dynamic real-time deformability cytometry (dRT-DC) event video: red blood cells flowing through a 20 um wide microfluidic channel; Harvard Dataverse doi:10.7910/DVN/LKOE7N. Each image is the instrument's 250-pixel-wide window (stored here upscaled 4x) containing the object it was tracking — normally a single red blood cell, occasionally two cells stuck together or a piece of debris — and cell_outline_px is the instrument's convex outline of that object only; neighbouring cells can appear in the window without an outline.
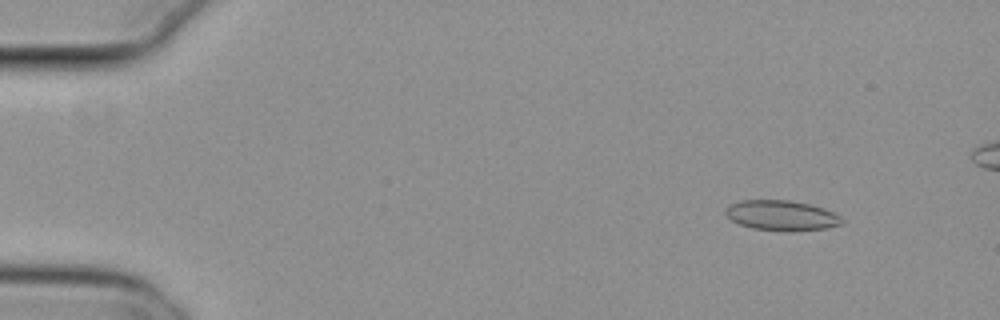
{"species": "common noctule bat (a hibernating species)", "species_latin": "Nyctalus noctula", "temperature_condition": "cold", "stored_images_in_passage": 53, "camera_frame_rate_fps": 3000, "um_per_image_px": 0.085, "animal": {"sex": "female", "body_mass_g": 29.2, "forearm_length_mm": 56.3}, "frame": {"image": 1, "passage_image": 7, "time_ms": 2.0, "image_size_px": [1000, 320], "cell_outline_px": [[844, 220], [840, 224], [824, 228], [752, 228], [740, 224], [732, 220], [724, 212], [728, 204], [740, 200], [788, 200], [808, 204], [824, 208], [840, 216]], "centroid_in_image_um": [66.37, 18.25], "position_along_channel_um": 18.6, "area_um2": 19.36}}
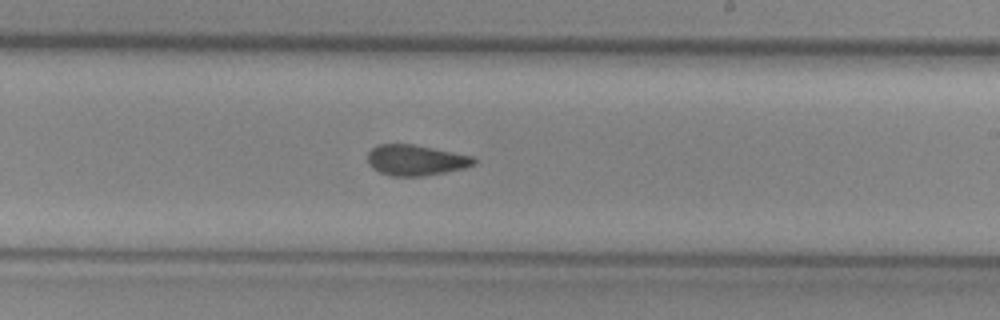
{"frame": {"image": 2, "passage_image": 34, "time_ms": 11.0, "image_size_px": [1000, 320], "cell_outline_px": [[476, 164], [464, 168], [444, 172], [420, 176], [392, 176], [380, 172], [372, 168], [368, 164], [368, 152], [376, 144], [412, 144], [472, 156], [476, 160]], "centroid_in_image_um": [35.31, 13.61], "position_along_channel_um": 253.7, "area_um2": 18.84}}
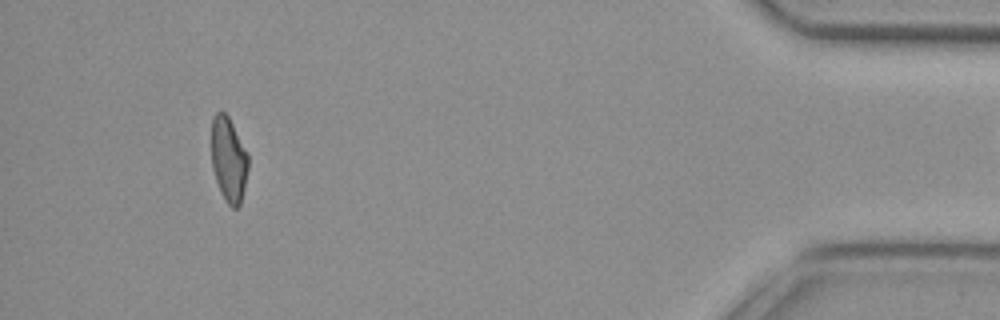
{"frame": {"image": 3, "passage_image": 52, "time_ms": 17.0, "image_size_px": [1000, 320], "cell_outline_px": [[248, 168], [244, 188], [240, 204], [236, 208], [232, 208], [224, 200], [220, 192], [212, 168], [212, 116], [216, 112], [224, 112], [228, 116], [248, 152]], "centroid_in_image_um": [19.44, 13.56], "position_along_channel_um": 415.8, "area_um2": 18.21}}